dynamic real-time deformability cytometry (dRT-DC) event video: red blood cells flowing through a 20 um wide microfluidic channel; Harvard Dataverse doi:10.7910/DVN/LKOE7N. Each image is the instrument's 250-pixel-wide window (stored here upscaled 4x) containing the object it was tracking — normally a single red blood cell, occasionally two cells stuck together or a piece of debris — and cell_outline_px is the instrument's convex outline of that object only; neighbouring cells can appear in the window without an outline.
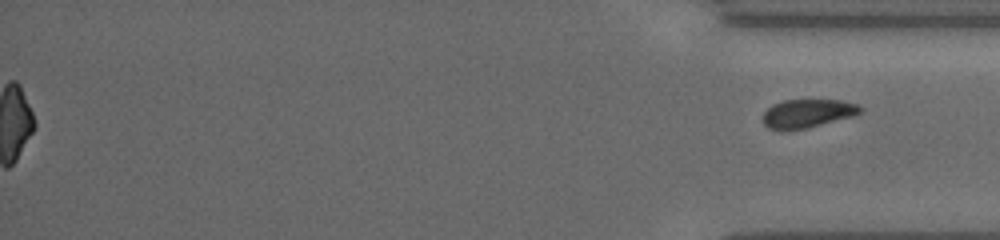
{"species": "common noctule bat (a hibernating species)", "species_latin": "Nyctalus noctula", "temperature_condition": "cold", "stored_images_in_passage": 47, "segment_of_instrument_passage": [2, 2], "camera_frame_rate_fps": 3000, "um_per_image_px": 0.085, "animal": {"sex": "female", "body_mass_g": 19.5, "forearm_length_mm": 54.1}, "frame": {"image": 1, "passage_image": 47, "time_ms": 15.333, "image_size_px": [1000, 240], "cell_outline_px": [[864, 108], [860, 112], [852, 116], [804, 128], [768, 128], [764, 124], [764, 112], [772, 104], [784, 100], [840, 100], [860, 104]], "centroid_in_image_um": [68.68, 9.59], "position_along_channel_um": 366.5, "area_um2": 15.66}}